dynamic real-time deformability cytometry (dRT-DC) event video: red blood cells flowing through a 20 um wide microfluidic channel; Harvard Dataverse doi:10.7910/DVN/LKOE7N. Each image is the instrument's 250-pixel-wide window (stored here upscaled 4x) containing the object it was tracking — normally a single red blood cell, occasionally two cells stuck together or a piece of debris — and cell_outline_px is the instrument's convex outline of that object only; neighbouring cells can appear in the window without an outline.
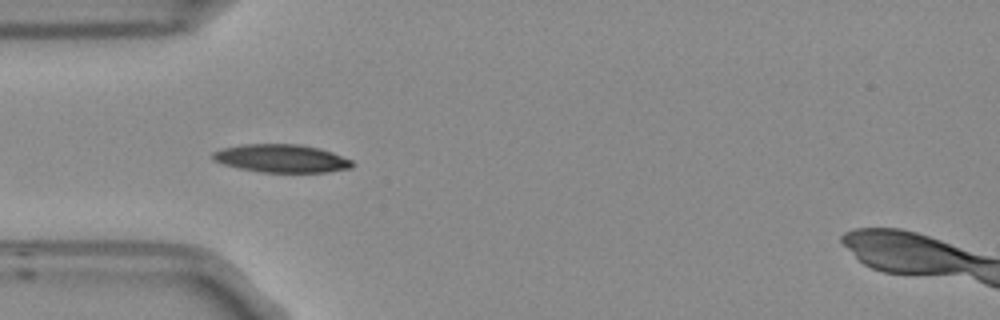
{"species": "Egyptian fruit bat (a non-hibernating species)", "species_latin": "Rousettus aegyptiacus", "temperature_condition": "room temperature", "stored_images_in_passage": 6, "camera_frame_rate_fps": 3000, "um_per_image_px": 0.085, "frame": {"image": 1, "passage_image": 2, "time_ms": 0.333, "image_size_px": [1000, 320], "cell_outline_px": [[352, 168], [328, 172], [260, 172], [240, 168], [224, 164], [212, 160], [212, 152], [224, 148], [244, 144], [300, 144], [320, 148], [332, 152], [352, 160]], "centroid_in_image_um": [23.93, 13.46], "position_along_channel_um": 61.1, "area_um2": 22.77}}
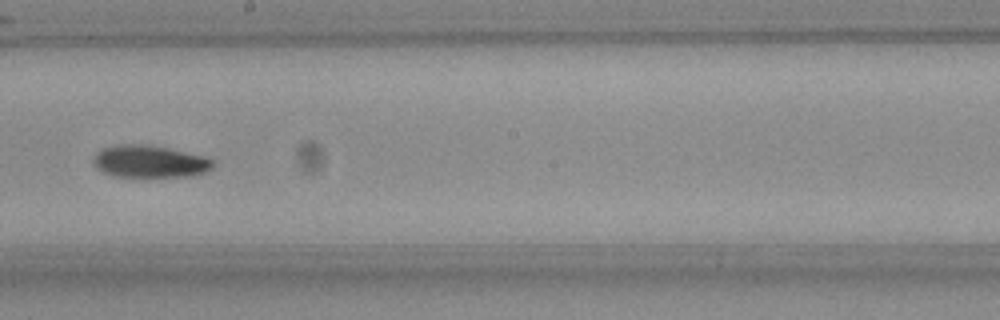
{"frame": {"image": 2, "passage_image": 6, "time_ms": 1.667, "image_size_px": [1000, 320], "cell_outline_px": [[216, 164], [212, 168], [204, 172], [192, 176], [140, 180], [112, 176], [104, 172], [92, 164], [92, 160], [96, 152], [104, 148], [120, 144], [140, 144], [164, 148], [204, 156], [212, 160]], "centroid_in_image_um": [12.69, 13.8], "position_along_channel_um": 235.5, "area_um2": 23.29}}